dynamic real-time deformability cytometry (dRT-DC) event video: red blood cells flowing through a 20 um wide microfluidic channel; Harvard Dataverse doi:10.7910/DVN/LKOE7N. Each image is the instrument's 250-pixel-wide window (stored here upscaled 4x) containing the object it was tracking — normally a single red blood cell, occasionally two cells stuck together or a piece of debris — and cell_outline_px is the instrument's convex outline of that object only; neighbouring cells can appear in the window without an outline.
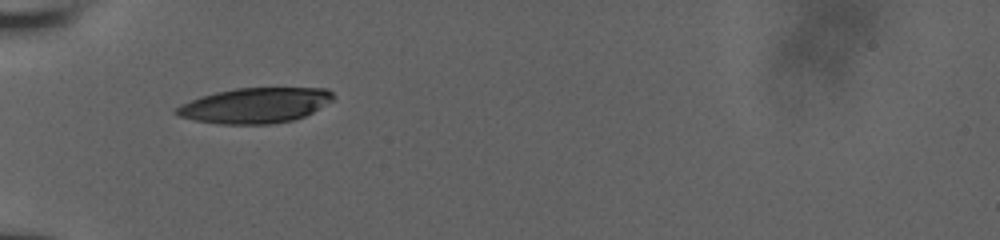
{"species": "human", "species_latin": "Homo sapiens", "temperature_condition": "room temperature", "stored_images_in_passage": 18, "camera_frame_rate_fps": 3000, "um_per_image_px": 0.085, "donor": {"sex": "male"}, "frame": {"image": 1, "passage_image": 1, "time_ms": 0.0, "image_size_px": [1000, 240], "cell_outline_px": [[336, 96], [332, 100], [312, 112], [304, 116], [292, 120], [268, 124], [220, 124], [196, 120], [180, 116], [172, 112], [180, 104], [200, 96], [216, 92], [236, 88], [328, 88]], "centroid_in_image_um": [21.67, 8.95], "position_along_channel_um": 63.3, "area_um2": 32.14}}
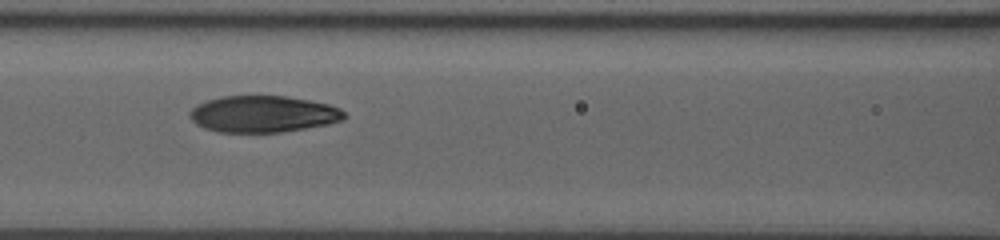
{"frame": {"image": 2, "passage_image": 15, "time_ms": 2.333, "image_size_px": [1000, 240], "cell_outline_px": [[348, 116], [344, 120], [328, 124], [280, 132], [216, 132], [204, 128], [196, 124], [188, 116], [188, 112], [196, 104], [220, 96], [288, 96], [328, 104], [340, 108]], "centroid_in_image_um": [22.35, 9.69], "position_along_channel_um": 144.3, "area_um2": 33.12}}
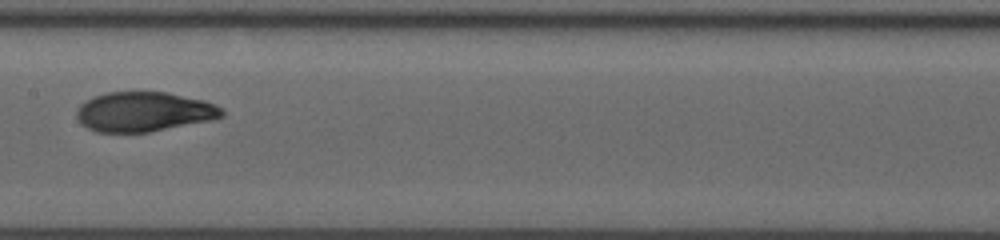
{"frame": {"image": 3, "passage_image": 17, "time_ms": 3.667, "image_size_px": [1000, 240], "cell_outline_px": [[224, 116], [208, 120], [148, 132], [96, 132], [88, 128], [76, 116], [76, 112], [80, 104], [92, 96], [108, 92], [168, 92], [204, 100], [216, 104], [224, 108]], "centroid_in_image_um": [12.24, 9.48], "position_along_channel_um": 195.2, "area_um2": 33.47}}